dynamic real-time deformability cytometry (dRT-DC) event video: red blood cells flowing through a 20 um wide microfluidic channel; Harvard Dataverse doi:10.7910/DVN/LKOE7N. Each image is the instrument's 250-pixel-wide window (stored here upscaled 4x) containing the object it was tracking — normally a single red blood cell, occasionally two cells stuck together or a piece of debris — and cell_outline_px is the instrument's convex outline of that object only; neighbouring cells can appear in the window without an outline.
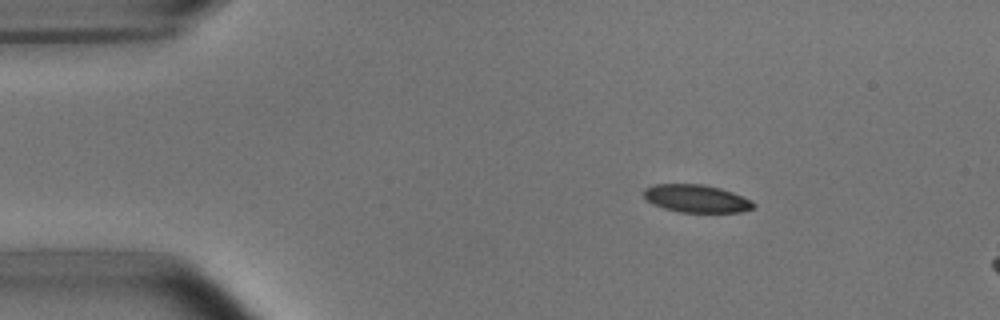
{"species": "common noctule bat (a hibernating species)", "species_latin": "Nyctalus noctula", "temperature_condition": "room temperature", "stored_images_in_passage": 15, "camera_frame_rate_fps": 3000, "um_per_image_px": 0.085, "animal": {"sex": "male", "body_mass_g": 15.6}, "frame": {"image": 1, "passage_image": 9, "time_ms": 2.667, "image_size_px": [1000, 320], "cell_outline_px": [[756, 204], [752, 208], [740, 212], [680, 212], [664, 208], [648, 200], [644, 196], [644, 188], [652, 184], [704, 184], [720, 188], [732, 192], [752, 200]], "centroid_in_image_um": [59.21, 16.87], "position_along_channel_um": 25.8, "area_um2": 17.63}}